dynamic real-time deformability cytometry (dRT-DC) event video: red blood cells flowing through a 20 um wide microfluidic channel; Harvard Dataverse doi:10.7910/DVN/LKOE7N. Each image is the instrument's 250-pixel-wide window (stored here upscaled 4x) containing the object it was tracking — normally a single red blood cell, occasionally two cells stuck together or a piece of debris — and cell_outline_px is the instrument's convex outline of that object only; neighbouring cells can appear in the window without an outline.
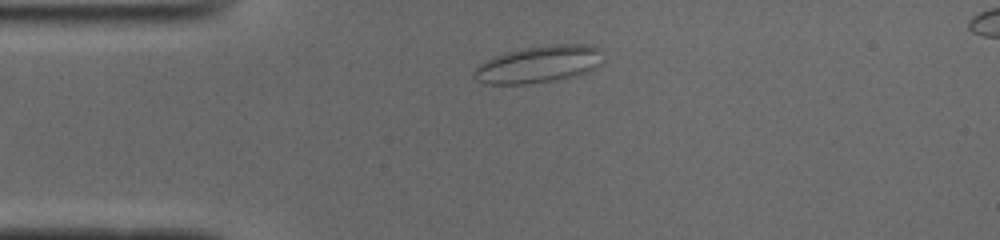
{"species": "common noctule bat (a hibernating species)", "species_latin": "Nyctalus noctula", "temperature_condition": "cold", "stored_images_in_passage": 42, "camera_frame_rate_fps": 3000, "um_per_image_px": 0.085, "animal": {"sex": "male", "body_mass_g": 19.0, "forearm_length_mm": 50.8}, "frame": {"image": 1, "passage_image": 1, "time_ms": 0.0, "image_size_px": [1000, 240], "cell_outline_px": [[600, 64], [592, 68], [568, 76], [548, 80], [524, 84], [488, 84], [476, 80], [472, 76], [472, 72], [480, 64], [492, 56], [504, 52], [524, 48], [548, 44], [584, 44], [600, 48]], "centroid_in_image_um": [45.68, 5.43], "position_along_channel_um": 39.3, "area_um2": 27.22}}
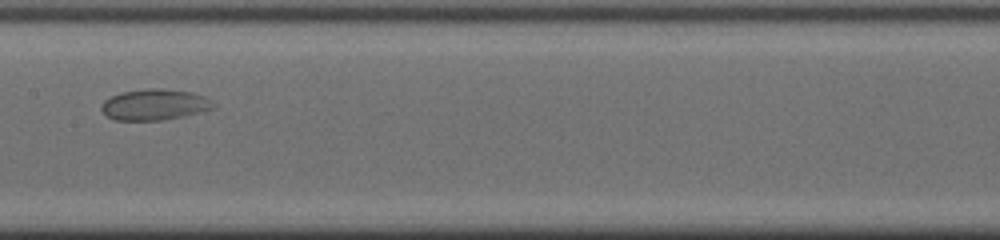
{"frame": {"image": 2, "passage_image": 15, "time_ms": 4.667, "image_size_px": [1000, 240], "cell_outline_px": [[216, 108], [184, 116], [160, 120], [112, 120], [100, 108], [100, 104], [104, 100], [120, 92], [148, 88], [164, 88], [192, 92], [204, 96], [212, 100], [216, 104]], "centroid_in_image_um": [13.16, 8.88], "position_along_channel_um": 194.2, "area_um2": 20.46}}
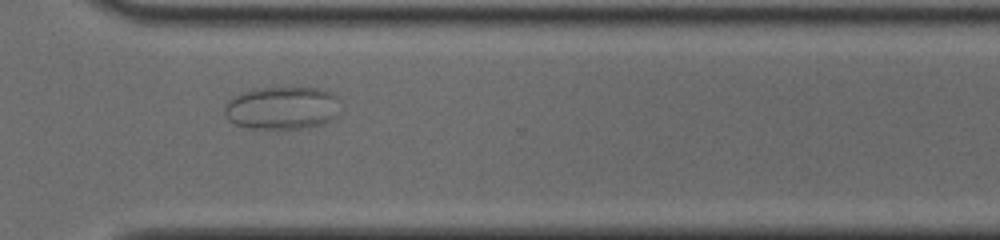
{"frame": {"image": 3, "passage_image": 27, "time_ms": 8.667, "image_size_px": [1000, 240], "cell_outline_px": [[340, 116], [324, 124], [308, 128], [248, 128], [236, 124], [228, 120], [224, 112], [224, 108], [228, 100], [232, 96], [244, 92], [264, 88], [316, 88], [328, 92], [336, 96]], "centroid_in_image_um": [23.99, 9.2], "position_along_channel_um": 346.6, "area_um2": 28.9}}